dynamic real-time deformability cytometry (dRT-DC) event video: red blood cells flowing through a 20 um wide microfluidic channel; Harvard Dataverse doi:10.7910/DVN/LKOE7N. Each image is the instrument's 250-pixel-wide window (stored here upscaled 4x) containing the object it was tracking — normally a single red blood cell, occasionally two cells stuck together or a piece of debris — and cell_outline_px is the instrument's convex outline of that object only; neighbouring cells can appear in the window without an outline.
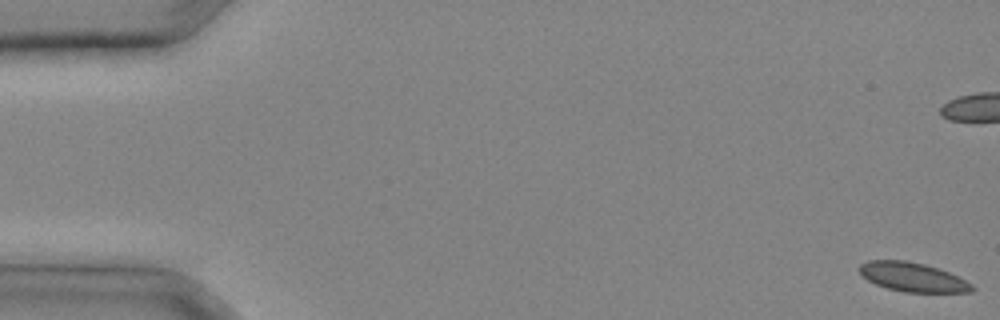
{"species": "common noctule bat (a hibernating species)", "species_latin": "Nyctalus noctula", "temperature_condition": "cold", "stored_images_in_passage": 32, "camera_frame_rate_fps": 3000, "um_per_image_px": 0.085, "animal": {"sex": "male", "body_mass_g": 20.4}, "frame": {"image": 1, "passage_image": 1, "time_ms": 0.0, "image_size_px": [1000, 320], "cell_outline_px": [[976, 288], [972, 292], [904, 292], [888, 288], [876, 284], [860, 276], [860, 264], [868, 260], [904, 260], [924, 264], [948, 272], [972, 284]], "centroid_in_image_um": [77.55, 23.55], "position_along_channel_um": 7.4, "area_um2": 18.96}}